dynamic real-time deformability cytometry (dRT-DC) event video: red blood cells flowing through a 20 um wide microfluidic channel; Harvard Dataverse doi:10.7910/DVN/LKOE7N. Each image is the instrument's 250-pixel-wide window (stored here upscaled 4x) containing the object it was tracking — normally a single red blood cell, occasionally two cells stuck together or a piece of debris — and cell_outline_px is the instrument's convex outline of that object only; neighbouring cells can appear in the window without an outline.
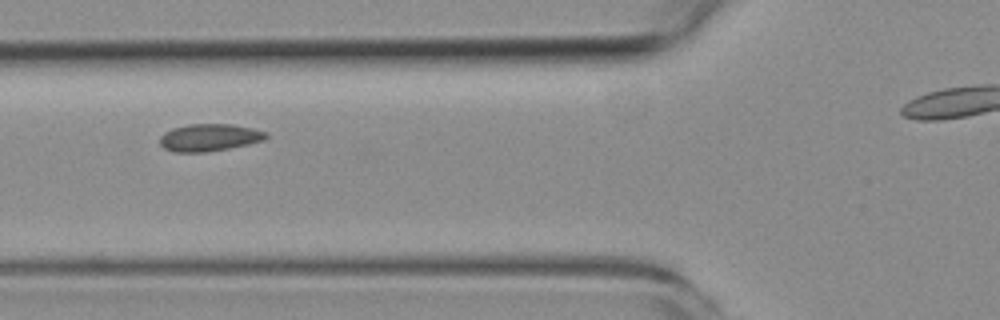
{"species": "common noctule bat (a hibernating species)", "species_latin": "Nyctalus noctula", "temperature_condition": "room temperature", "stored_images_in_passage": 7, "camera_frame_rate_fps": 3000, "um_per_image_px": 0.085, "animal": {"sex": "female", "body_mass_g": 19.3, "forearm_length_mm": 54.1}, "frame": {"image": 1, "passage_image": 5, "time_ms": 6.0, "image_size_px": [1000, 320], "cell_outline_px": [[268, 136], [264, 140], [248, 144], [228, 148], [204, 152], [172, 152], [164, 148], [160, 144], [160, 136], [164, 132], [172, 128], [188, 124], [232, 124], [252, 128], [268, 132]], "centroid_in_image_um": [17.78, 11.68], "position_along_channel_um": 108.0, "area_um2": 16.94}}
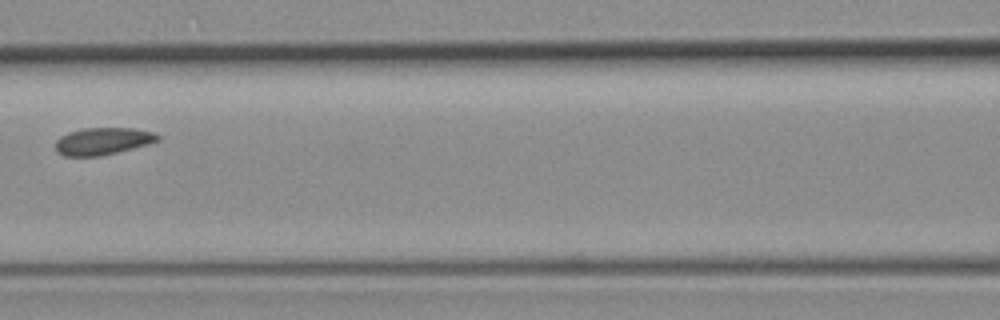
{"frame": {"image": 2, "passage_image": 6, "time_ms": 7.333, "image_size_px": [1000, 320], "cell_outline_px": [[160, 140], [148, 144], [100, 156], [64, 156], [56, 152], [56, 140], [60, 136], [68, 132], [80, 128], [132, 128], [156, 132], [160, 136]], "centroid_in_image_um": [8.73, 11.99], "position_along_channel_um": 157.9, "area_um2": 16.3}}
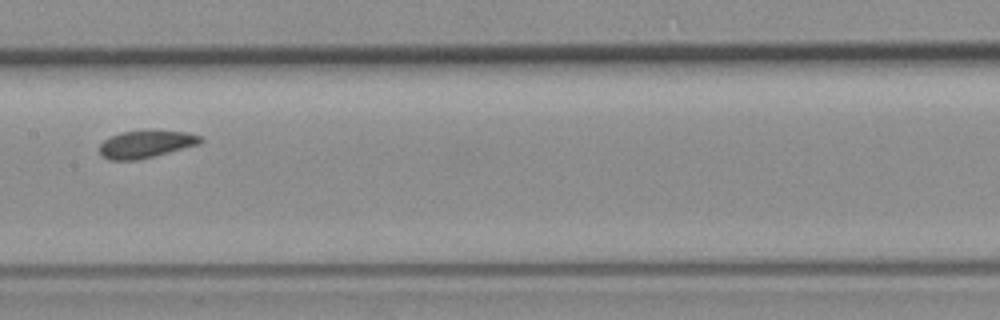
{"frame": {"image": 3, "passage_image": 7, "time_ms": 8.333, "image_size_px": [1000, 320], "cell_outline_px": [[204, 140], [200, 144], [136, 160], [108, 160], [100, 156], [100, 144], [104, 140], [120, 132], [188, 132], [200, 136]], "centroid_in_image_um": [12.37, 12.28], "position_along_channel_um": 195.0, "area_um2": 15.61}}